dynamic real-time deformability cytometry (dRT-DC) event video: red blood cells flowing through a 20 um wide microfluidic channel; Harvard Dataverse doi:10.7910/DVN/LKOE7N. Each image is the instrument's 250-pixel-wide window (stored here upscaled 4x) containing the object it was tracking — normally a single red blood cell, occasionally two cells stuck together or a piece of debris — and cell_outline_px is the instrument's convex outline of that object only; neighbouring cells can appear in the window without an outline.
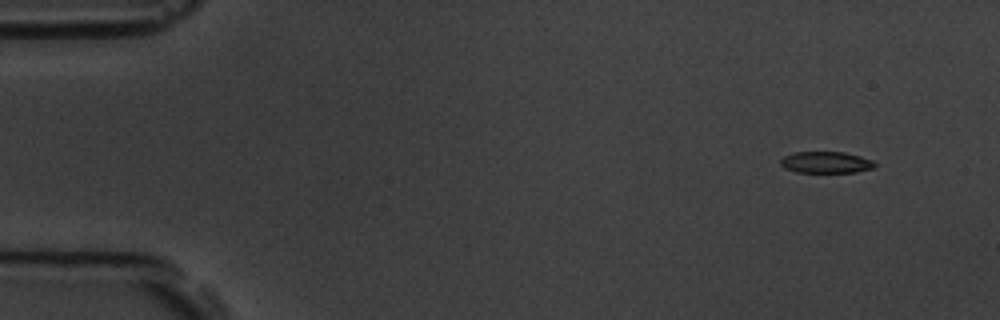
{"species": "common noctule bat (a hibernating species)", "species_latin": "Nyctalus noctula", "temperature_condition": "room temperature", "stored_images_in_passage": 4, "camera_frame_rate_fps": 3000, "um_per_image_px": 0.085, "animal": {"sex": "male", "body_mass_g": 19.5, "forearm_length_mm": 54.6}, "frame": {"image": 1, "passage_image": 1, "time_ms": 0.0, "image_size_px": [1000, 320], "cell_outline_px": [[876, 168], [856, 172], [796, 172], [784, 168], [780, 164], [780, 160], [784, 156], [792, 152], [844, 152], [860, 156], [872, 160], [876, 164]], "centroid_in_image_um": [70.21, 13.8], "position_along_channel_um": 14.8, "area_um2": 11.91}}
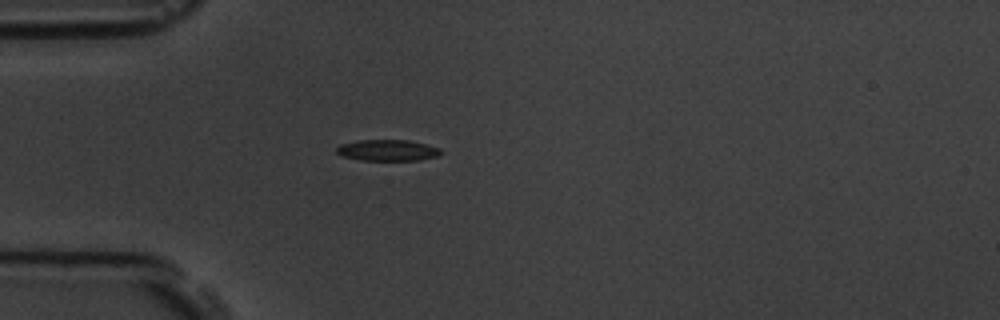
{"frame": {"image": 2, "passage_image": 4, "time_ms": 3.667, "image_size_px": [1000, 320], "cell_outline_px": [[444, 152], [440, 156], [420, 160], [360, 160], [340, 156], [336, 152], [336, 148], [340, 144], [360, 140], [408, 140], [440, 148]], "centroid_in_image_um": [32.95, 12.78], "position_along_channel_um": 52.0, "area_um2": 13.01}}